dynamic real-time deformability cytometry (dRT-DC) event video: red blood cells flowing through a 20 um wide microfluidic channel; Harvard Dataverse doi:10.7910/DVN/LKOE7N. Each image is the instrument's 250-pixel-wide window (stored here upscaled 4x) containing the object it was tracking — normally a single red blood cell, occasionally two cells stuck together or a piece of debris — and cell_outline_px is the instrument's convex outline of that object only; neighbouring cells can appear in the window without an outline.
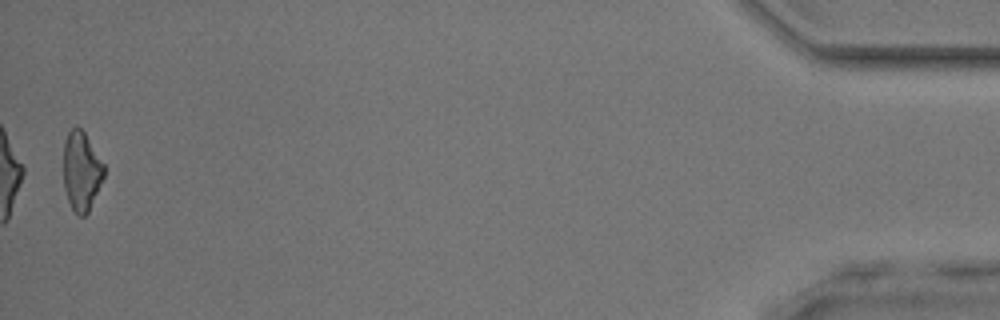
{"species": "common noctule bat (a hibernating species)", "species_latin": "Nyctalus noctula", "temperature_condition": "room temperature", "stored_images_in_passage": 48, "camera_frame_rate_fps": 3000, "um_per_image_px": 0.085, "animal": {"sex": "male", "body_mass_g": 17.9, "forearm_length_mm": 54.2}, "frame": {"image": 1, "passage_image": 48, "time_ms": 15.667, "image_size_px": [1000, 320], "cell_outline_px": [[104, 176], [88, 212], [84, 216], [76, 216], [68, 200], [64, 188], [64, 140], [68, 132], [76, 124], [84, 132], [104, 164]], "centroid_in_image_um": [6.91, 14.54], "position_along_channel_um": 428.3, "area_um2": 18.61}, "authors_computed_cell_mechanics": {"area_um2": 20.2011, "velocity_mm_per_s": 4.2362, "shape_relaxation_time_tau1_ms": 10.7234, "shape_relaxation_time_tau2_ms": 2.9909, "deformation_change_tau1": 0.2575, "deformation_change_tau2": 0.139}}